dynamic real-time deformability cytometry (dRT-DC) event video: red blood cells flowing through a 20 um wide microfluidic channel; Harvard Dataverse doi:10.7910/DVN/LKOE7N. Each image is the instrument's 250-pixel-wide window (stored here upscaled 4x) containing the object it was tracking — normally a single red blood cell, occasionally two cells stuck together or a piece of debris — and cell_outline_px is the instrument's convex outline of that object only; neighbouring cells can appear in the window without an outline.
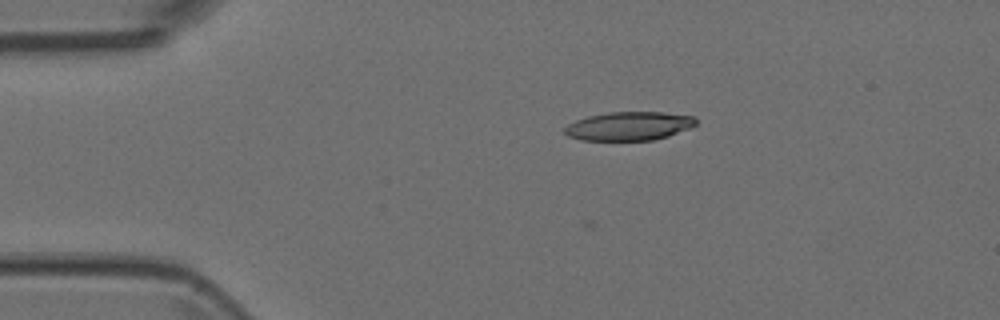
{"species": "Egyptian fruit bat (a non-hibernating species)", "species_latin": "Rousettus aegyptiacus", "temperature_condition": "room temperature", "stored_images_in_passage": 41, "camera_frame_rate_fps": 3000, "um_per_image_px": 0.085, "animal": {"sex": "female"}, "frame": {"image": 1, "passage_image": 1, "time_ms": 0.0, "image_size_px": [1000, 320], "cell_outline_px": [[696, 124], [688, 128], [668, 136], [652, 140], [580, 140], [568, 136], [564, 132], [564, 128], [568, 124], [576, 120], [588, 116], [608, 112], [664, 112], [696, 116]], "centroid_in_image_um": [53.45, 10.71], "position_along_channel_um": 31.5, "area_um2": 21.91}}
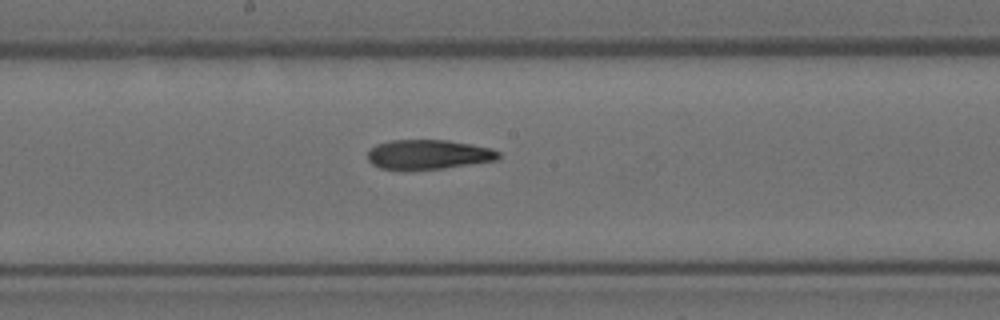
{"frame": {"image": 2, "passage_image": 18, "time_ms": 5.667, "image_size_px": [1000, 320], "cell_outline_px": [[500, 160], [444, 168], [380, 168], [372, 164], [368, 160], [368, 152], [376, 144], [388, 140], [448, 140], [472, 144], [492, 148], [500, 152]], "centroid_in_image_um": [36.47, 13.11], "position_along_channel_um": 211.7, "area_um2": 22.37}}
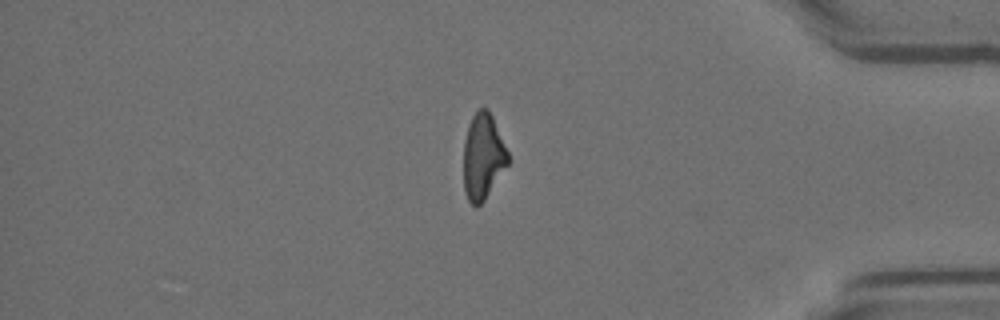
{"frame": {"image": 3, "passage_image": 34, "time_ms": 11.0, "image_size_px": [1000, 320], "cell_outline_px": [[508, 164], [484, 200], [476, 208], [468, 200], [464, 192], [464, 140], [468, 124], [472, 116], [480, 108], [488, 108], [492, 116], [508, 152]], "centroid_in_image_um": [41.03, 13.31], "position_along_channel_um": 394.2, "area_um2": 22.08}}